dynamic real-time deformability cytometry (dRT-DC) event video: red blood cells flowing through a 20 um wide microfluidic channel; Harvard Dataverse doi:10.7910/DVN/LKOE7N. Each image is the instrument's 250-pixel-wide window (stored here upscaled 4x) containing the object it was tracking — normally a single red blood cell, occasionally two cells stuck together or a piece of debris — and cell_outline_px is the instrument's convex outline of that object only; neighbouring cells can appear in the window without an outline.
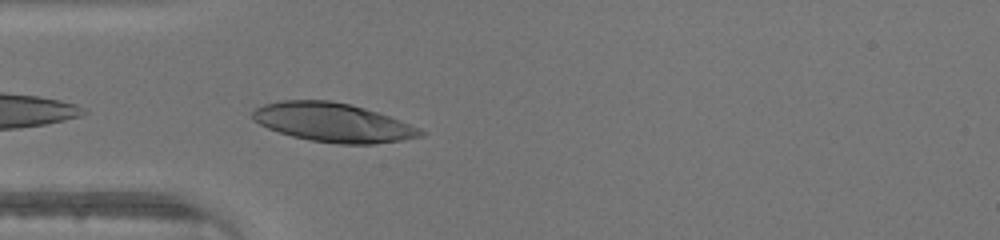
{"species": "human", "species_latin": "Homo sapiens", "temperature_condition": "warm", "stored_images_in_passage": 19, "camera_frame_rate_fps": 3000, "um_per_image_px": 0.085, "donor": {"sex": "male"}, "frame": {"image": 1, "passage_image": 1, "time_ms": 0.0, "image_size_px": [1000, 240], "cell_outline_px": [[428, 132], [424, 136], [376, 144], [340, 144], [308, 140], [292, 136], [268, 128], [260, 124], [252, 116], [252, 112], [256, 108], [264, 104], [280, 100], [332, 100], [352, 104], [388, 116], [420, 128]], "centroid_in_image_um": [28.33, 10.41], "position_along_channel_um": 56.7, "area_um2": 38.03}}
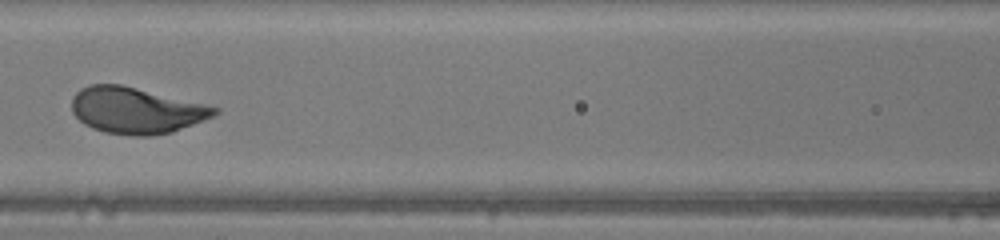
{"frame": {"image": 2, "passage_image": 8, "time_ms": 2.333, "image_size_px": [1000, 240], "cell_outline_px": [[220, 112], [212, 116], [172, 132], [152, 136], [132, 136], [104, 132], [92, 128], [84, 124], [72, 112], [72, 96], [80, 88], [92, 84], [120, 84], [220, 108]], "centroid_in_image_um": [11.52, 9.39], "position_along_channel_um": 155.1, "area_um2": 38.21}}
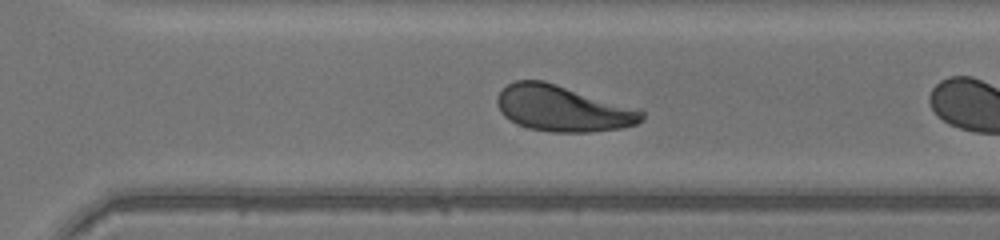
{"frame": {"image": 3, "passage_image": 17, "time_ms": 5.333, "image_size_px": [1000, 240], "cell_outline_px": [[644, 120], [636, 124], [620, 128], [588, 132], [552, 132], [528, 128], [516, 124], [504, 116], [500, 112], [496, 104], [496, 96], [508, 84], [516, 80], [544, 80], [640, 108], [644, 112]], "centroid_in_image_um": [47.85, 9.21], "position_along_channel_um": 322.8, "area_um2": 39.19}}